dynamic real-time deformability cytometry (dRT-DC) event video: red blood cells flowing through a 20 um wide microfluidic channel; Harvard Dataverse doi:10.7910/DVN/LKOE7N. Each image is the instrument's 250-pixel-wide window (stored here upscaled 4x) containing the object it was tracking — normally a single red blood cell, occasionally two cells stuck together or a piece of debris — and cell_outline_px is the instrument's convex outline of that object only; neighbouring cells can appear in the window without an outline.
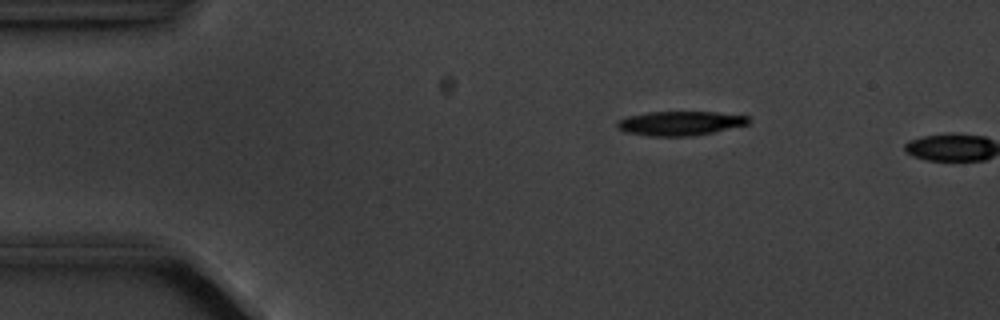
{"species": "common noctule bat (a hibernating species)", "species_latin": "Nyctalus noctula", "temperature_condition": "cold", "stored_images_in_passage": 3, "camera_frame_rate_fps": 3000, "um_per_image_px": 0.085, "animal": {"sex": "male", "body_mass_g": 20.1, "forearm_length_mm": 53.5}, "frame": {"image": 1, "passage_image": 2, "time_ms": 1.333, "image_size_px": [1000, 320], "cell_outline_px": [[752, 120], [748, 124], [712, 132], [692, 136], [652, 136], [624, 132], [616, 128], [616, 124], [620, 120], [628, 116], [648, 112], [716, 112], [748, 116]], "centroid_in_image_um": [57.8, 10.48], "position_along_channel_um": 27.2, "area_um2": 18.5}}